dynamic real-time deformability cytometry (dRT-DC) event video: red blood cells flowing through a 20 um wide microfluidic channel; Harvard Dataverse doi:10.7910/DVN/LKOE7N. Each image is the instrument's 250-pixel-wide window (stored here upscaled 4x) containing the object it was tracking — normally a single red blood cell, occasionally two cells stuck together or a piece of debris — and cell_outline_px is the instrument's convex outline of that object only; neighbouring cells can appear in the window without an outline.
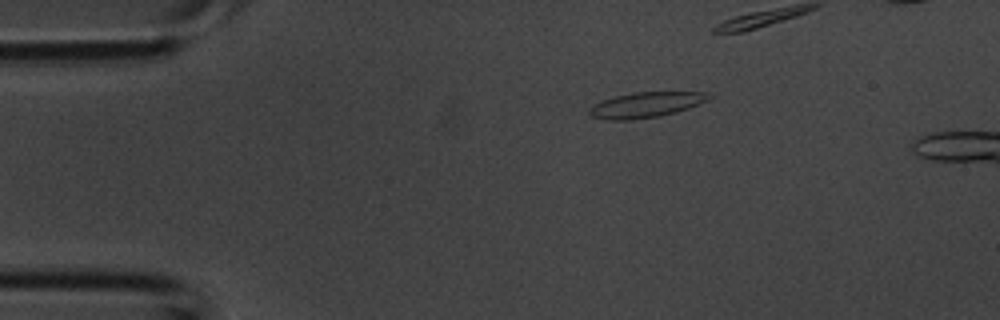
{"species": "common noctule bat (a hibernating species)", "species_latin": "Nyctalus noctula", "temperature_condition": "room temperature", "stored_images_in_passage": 3, "camera_frame_rate_fps": 3000, "um_per_image_px": 0.085, "animal": {"sex": "male", "body_mass_g": 20.1, "forearm_length_mm": 53.5}, "frame": {"image": 1, "passage_image": 1, "time_ms": 0.0, "image_size_px": [1000, 320], "cell_outline_px": [[712, 96], [708, 100], [688, 108], [676, 112], [660, 116], [628, 120], [604, 120], [592, 116], [588, 112], [596, 104], [604, 100], [616, 96], [636, 92], [708, 92]], "centroid_in_image_um": [54.94, 8.91], "position_along_channel_um": 30.1, "area_um2": 17.4}}